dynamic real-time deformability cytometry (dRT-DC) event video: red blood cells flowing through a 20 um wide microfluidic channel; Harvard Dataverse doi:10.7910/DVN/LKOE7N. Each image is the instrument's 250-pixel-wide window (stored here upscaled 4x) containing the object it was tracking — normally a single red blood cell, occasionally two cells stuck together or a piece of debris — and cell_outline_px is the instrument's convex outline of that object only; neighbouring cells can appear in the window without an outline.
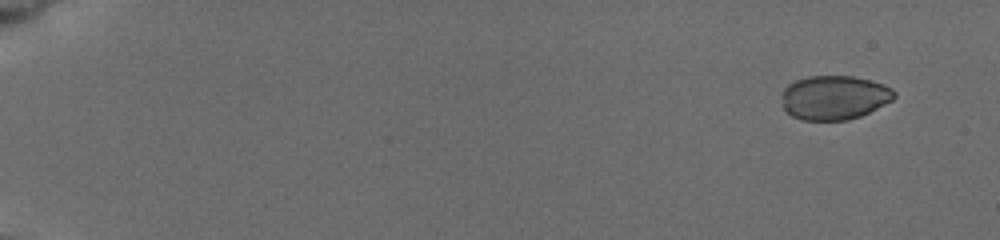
{"species": "common noctule bat (a hibernating species)", "species_latin": "Nyctalus noctula", "temperature_condition": "cold", "stored_images_in_passage": 9, "camera_frame_rate_fps": 3000, "um_per_image_px": 0.085, "animal": {"sex": "female", "body_mass_g": 19.5, "forearm_length_mm": 54.1}, "frame": {"image": 1, "passage_image": 1, "time_ms": 0.0, "image_size_px": [1000, 240], "cell_outline_px": [[896, 96], [892, 100], [860, 116], [848, 120], [800, 120], [792, 116], [784, 108], [784, 88], [788, 84], [796, 80], [808, 76], [852, 76], [884, 84], [892, 88], [896, 92]], "centroid_in_image_um": [70.93, 8.29], "position_along_channel_um": 14.1, "area_um2": 28.73}}
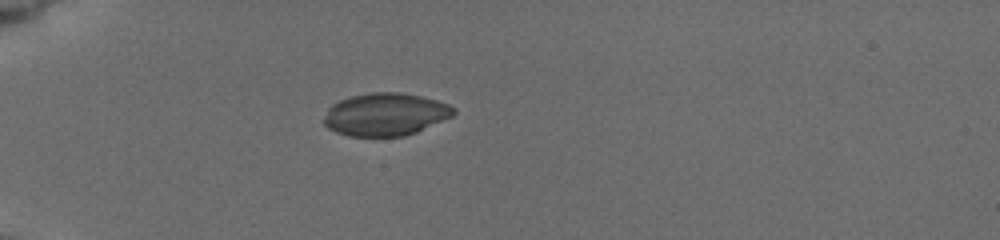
{"frame": {"image": 2, "passage_image": 6, "time_ms": 4.667, "image_size_px": [1000, 240], "cell_outline_px": [[456, 112], [452, 116], [416, 132], [404, 136], [348, 136], [336, 132], [328, 128], [324, 124], [324, 116], [328, 108], [332, 104], [340, 100], [352, 96], [372, 92], [400, 92], [420, 96], [436, 100], [448, 104], [456, 108]], "centroid_in_image_um": [32.75, 9.72], "position_along_channel_um": 52.2, "area_um2": 32.19}}